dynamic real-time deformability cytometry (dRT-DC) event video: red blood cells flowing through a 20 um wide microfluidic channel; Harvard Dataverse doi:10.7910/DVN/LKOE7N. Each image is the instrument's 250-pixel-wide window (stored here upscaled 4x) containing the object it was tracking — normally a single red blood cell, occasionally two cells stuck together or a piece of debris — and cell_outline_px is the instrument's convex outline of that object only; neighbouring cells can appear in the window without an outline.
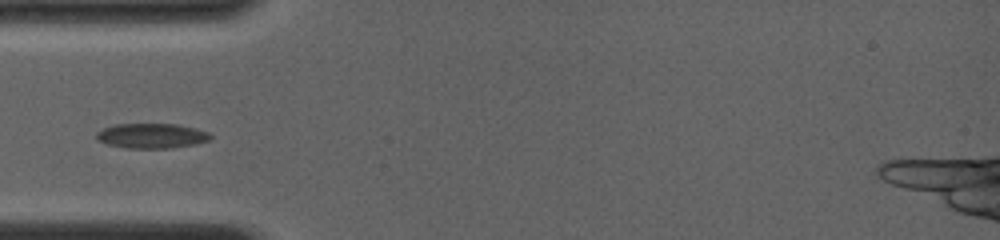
{"species": "common noctule bat (a hibernating species)", "species_latin": "Nyctalus noctula", "temperature_condition": "room temperature", "stored_images_in_passage": 24, "camera_frame_rate_fps": 4000, "um_per_image_px": 0.085, "animal": {"sex": "female", "body_mass_g": 19.0, "forearm_length_mm": 56.7}, "frame": {"image": 1, "passage_image": 1, "time_ms": 0.0, "image_size_px": [1000, 240], "cell_outline_px": [[212, 136], [208, 140], [196, 144], [168, 148], [128, 148], [108, 144], [96, 140], [96, 132], [104, 128], [116, 124], [176, 124], [196, 128], [208, 132]], "centroid_in_image_um": [12.88, 11.54], "position_along_channel_um": 72.1, "area_um2": 16.47}}
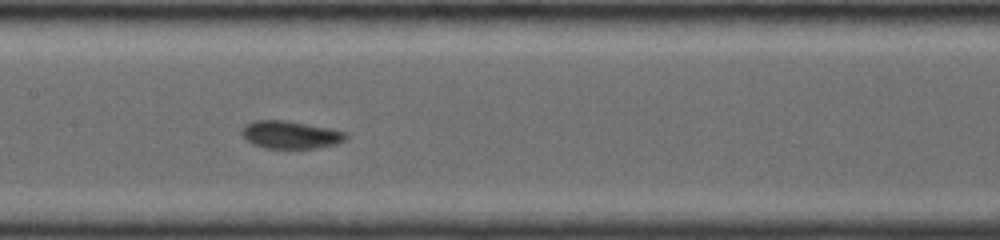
{"frame": {"image": 2, "passage_image": 11, "time_ms": 2.75, "image_size_px": [1000, 240], "cell_outline_px": [[348, 136], [344, 140], [336, 144], [316, 148], [264, 148], [252, 144], [244, 140], [240, 132], [240, 128], [244, 124], [252, 120], [284, 120], [328, 128], [348, 132]], "centroid_in_image_um": [24.62, 11.45], "position_along_channel_um": 182.8, "area_um2": 17.05}}
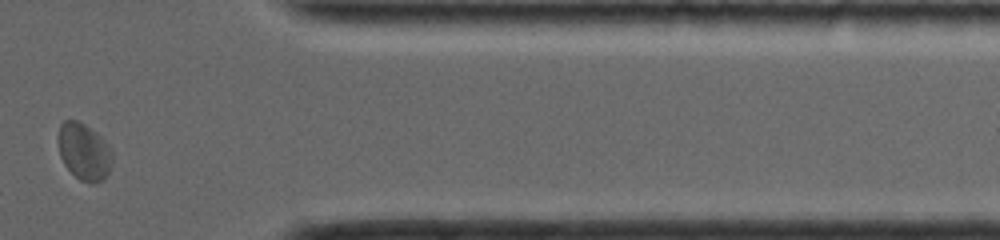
{"frame": {"image": 3, "passage_image": 21, "time_ms": 8.5, "image_size_px": [1000, 240], "cell_outline_px": [[112, 160], [108, 176], [104, 180], [96, 184], [92, 184], [80, 180], [64, 164], [60, 156], [56, 140], [56, 136], [60, 124], [64, 120], [76, 120], [84, 124], [96, 132], [100, 136], [112, 152]], "centroid_in_image_um": [7.12, 12.9], "position_along_channel_um": 404.3, "area_um2": 18.21}}